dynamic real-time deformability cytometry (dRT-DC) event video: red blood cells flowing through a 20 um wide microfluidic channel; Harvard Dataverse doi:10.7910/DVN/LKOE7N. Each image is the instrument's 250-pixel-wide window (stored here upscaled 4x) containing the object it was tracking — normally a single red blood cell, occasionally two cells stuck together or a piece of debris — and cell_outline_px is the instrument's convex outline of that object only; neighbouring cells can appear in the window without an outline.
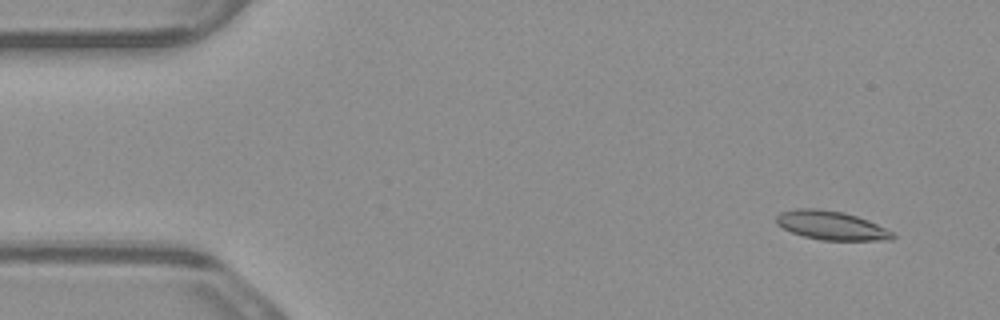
{"species": "common noctule bat (a hibernating species)", "species_latin": "Nyctalus noctula", "temperature_condition": "warm", "stored_images_in_passage": 4, "camera_frame_rate_fps": 3000, "um_per_image_px": 0.085, "animal": {"sex": "male", "body_mass_g": 23.1, "forearm_length_mm": 52.7}, "frame": {"image": 1, "passage_image": 1, "time_ms": 0.0, "image_size_px": [1000, 320], "cell_outline_px": [[896, 236], [892, 240], [820, 240], [804, 236], [792, 232], [776, 224], [776, 216], [780, 212], [796, 208], [816, 208], [844, 212], [868, 220], [892, 232]], "centroid_in_image_um": [70.64, 19.15], "position_along_channel_um": 14.4, "area_um2": 19.48}}
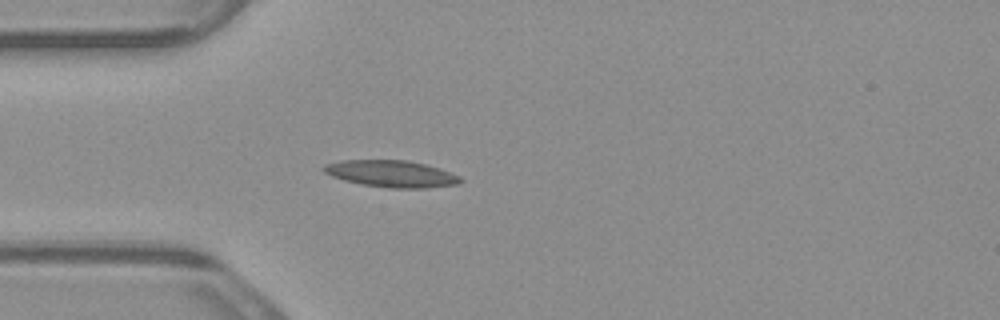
{"frame": {"image": 2, "passage_image": 4, "time_ms": 1.0, "image_size_px": [1000, 320], "cell_outline_px": [[464, 180], [460, 184], [428, 188], [388, 188], [360, 184], [344, 180], [332, 176], [324, 172], [324, 164], [340, 160], [408, 160], [440, 168], [460, 176]], "centroid_in_image_um": [33.3, 14.77], "position_along_channel_um": 51.7, "area_um2": 21.5}}